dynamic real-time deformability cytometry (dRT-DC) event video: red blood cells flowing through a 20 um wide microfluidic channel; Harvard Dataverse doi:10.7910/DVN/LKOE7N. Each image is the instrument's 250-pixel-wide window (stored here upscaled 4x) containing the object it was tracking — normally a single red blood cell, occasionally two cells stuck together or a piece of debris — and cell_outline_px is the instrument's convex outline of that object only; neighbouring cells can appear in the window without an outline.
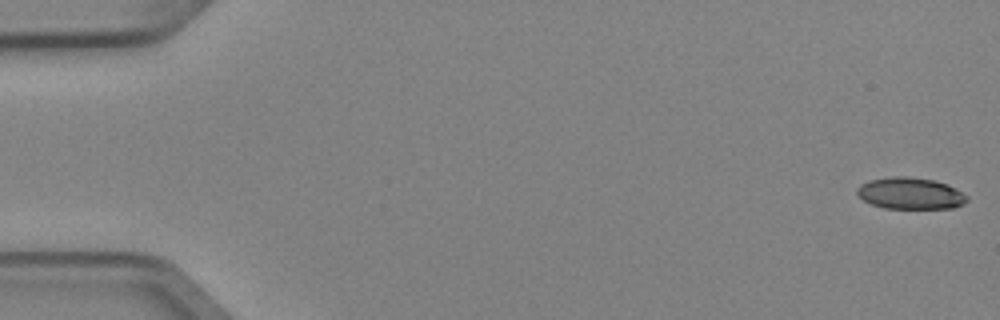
{"species": "Egyptian fruit bat (a non-hibernating species)", "species_latin": "Rousettus aegyptiacus", "temperature_condition": "cold", "stored_images_in_passage": 5, "camera_frame_rate_fps": 3000, "um_per_image_px": 0.085, "animal": {"sex": "female"}, "frame": {"image": 1, "passage_image": 1, "time_ms": 0.0, "image_size_px": [1000, 320], "cell_outline_px": [[968, 200], [964, 204], [952, 208], [884, 208], [872, 204], [864, 200], [856, 192], [856, 188], [860, 184], [868, 180], [892, 176], [904, 176], [936, 180], [948, 184], [956, 188], [968, 196]], "centroid_in_image_um": [77.39, 16.42], "position_along_channel_um": 7.6, "area_um2": 20.4}}
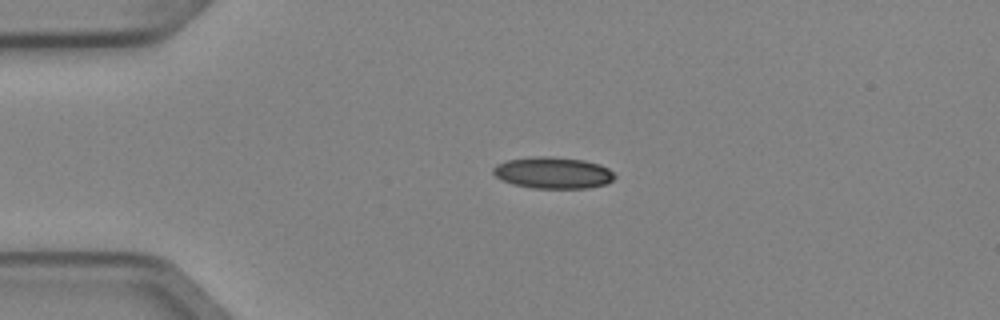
{"frame": {"image": 2, "passage_image": 4, "time_ms": 1.0, "image_size_px": [1000, 320], "cell_outline_px": [[616, 176], [612, 180], [604, 184], [588, 188], [532, 188], [516, 184], [504, 180], [496, 176], [492, 172], [492, 168], [496, 164], [508, 160], [532, 156], [552, 156], [584, 160], [600, 164], [608, 168]], "centroid_in_image_um": [47.01, 14.67], "position_along_channel_um": 38.0, "area_um2": 22.25}}